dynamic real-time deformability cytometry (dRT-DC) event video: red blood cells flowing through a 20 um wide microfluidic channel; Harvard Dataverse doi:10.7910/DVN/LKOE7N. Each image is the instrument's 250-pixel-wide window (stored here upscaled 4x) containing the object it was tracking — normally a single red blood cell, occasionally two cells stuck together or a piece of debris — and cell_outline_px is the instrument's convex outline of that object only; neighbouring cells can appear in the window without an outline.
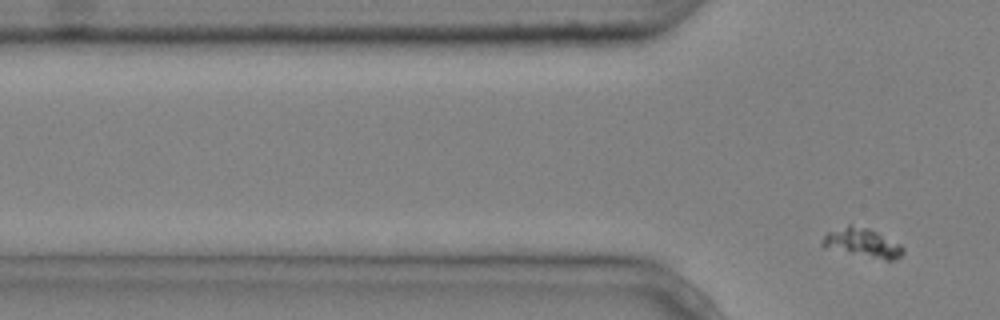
{"species": "common noctule bat (a hibernating species)", "species_latin": "Nyctalus noctula", "temperature_condition": "cold", "stored_images_in_passage": 5, "segment_of_instrument_passage": [2, 2], "camera_frame_rate_fps": 3000, "um_per_image_px": 0.085, "animal": {"sex": "male", "body_mass_g": 20.4}, "frame": {"image": 1, "passage_image": 5, "time_ms": 1.333, "image_size_px": [1000, 320], "cell_outline_px": [[904, 252], [896, 260], [884, 260], [824, 248], [820, 244], [824, 236], [828, 232], [848, 224], [868, 228], [900, 244], [904, 248]], "centroid_in_image_um": [73.29, 20.65], "position_along_channel_um": 52.5, "area_um2": 13.58}}